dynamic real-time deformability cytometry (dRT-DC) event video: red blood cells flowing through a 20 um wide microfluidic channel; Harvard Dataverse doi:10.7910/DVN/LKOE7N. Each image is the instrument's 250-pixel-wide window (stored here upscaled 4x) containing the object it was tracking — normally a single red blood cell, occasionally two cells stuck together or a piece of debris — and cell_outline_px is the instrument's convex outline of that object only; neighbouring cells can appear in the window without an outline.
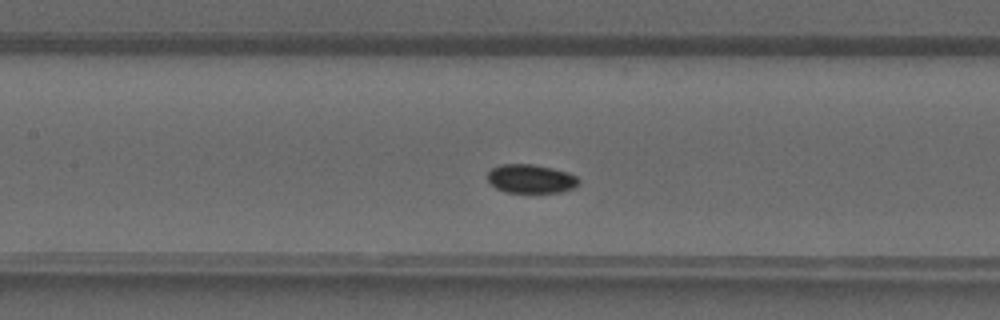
{"species": "common noctule bat (a hibernating species)", "species_latin": "Nyctalus noctula", "temperature_condition": "warm", "stored_images_in_passage": 31, "camera_frame_rate_fps": 3000, "um_per_image_px": 0.085, "animal": {"sex": "male", "forearm_length_mm": 52.5}, "frame": {"image": 1, "passage_image": 9, "time_ms": 2.667, "image_size_px": [1000, 320], "cell_outline_px": [[580, 184], [572, 188], [560, 192], [504, 192], [496, 188], [488, 180], [488, 172], [492, 168], [500, 164], [532, 164], [552, 168], [568, 172], [576, 176], [580, 180]], "centroid_in_image_um": [45.13, 15.19], "position_along_channel_um": 162.3, "area_um2": 15.26}}
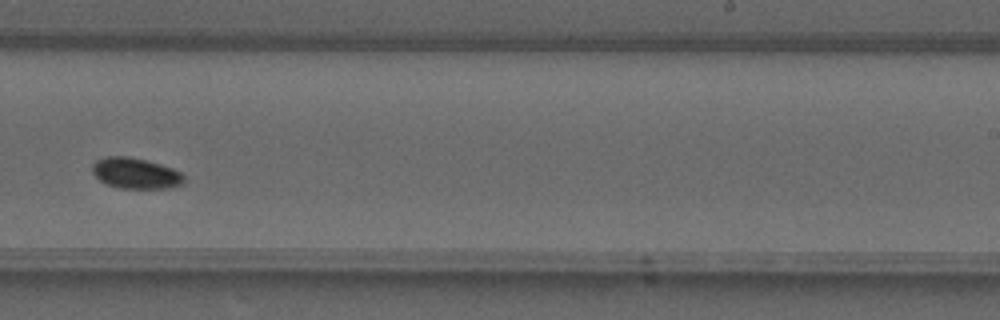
{"frame": {"image": 2, "passage_image": 16, "time_ms": 5.0, "image_size_px": [1000, 320], "cell_outline_px": [[184, 184], [172, 188], [120, 188], [108, 184], [100, 180], [92, 172], [92, 164], [96, 160], [104, 156], [128, 156], [148, 160], [172, 168], [180, 172], [184, 176]], "centroid_in_image_um": [11.54, 14.72], "position_along_channel_um": 277.5, "area_um2": 16.59}}
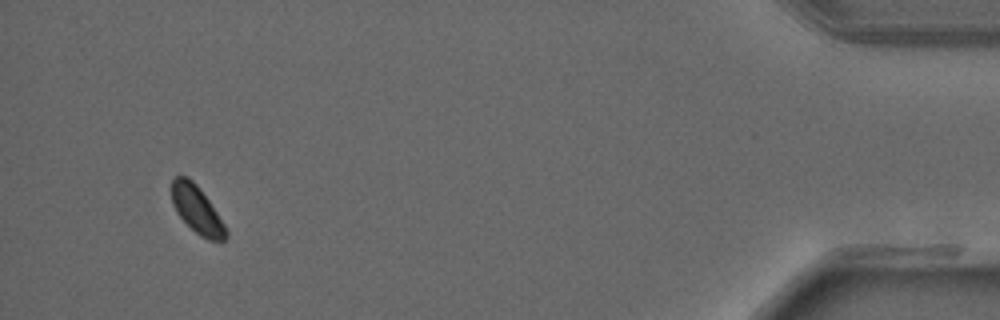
{"frame": {"image": 3, "passage_image": 29, "time_ms": 9.333, "image_size_px": [1000, 320], "cell_outline_px": [[228, 236], [224, 240], [208, 240], [200, 236], [176, 212], [172, 204], [168, 188], [172, 180], [176, 176], [188, 176], [200, 188], [224, 224], [228, 232]], "centroid_in_image_um": [16.68, 17.77], "position_along_channel_um": 418.5, "area_um2": 15.09}}